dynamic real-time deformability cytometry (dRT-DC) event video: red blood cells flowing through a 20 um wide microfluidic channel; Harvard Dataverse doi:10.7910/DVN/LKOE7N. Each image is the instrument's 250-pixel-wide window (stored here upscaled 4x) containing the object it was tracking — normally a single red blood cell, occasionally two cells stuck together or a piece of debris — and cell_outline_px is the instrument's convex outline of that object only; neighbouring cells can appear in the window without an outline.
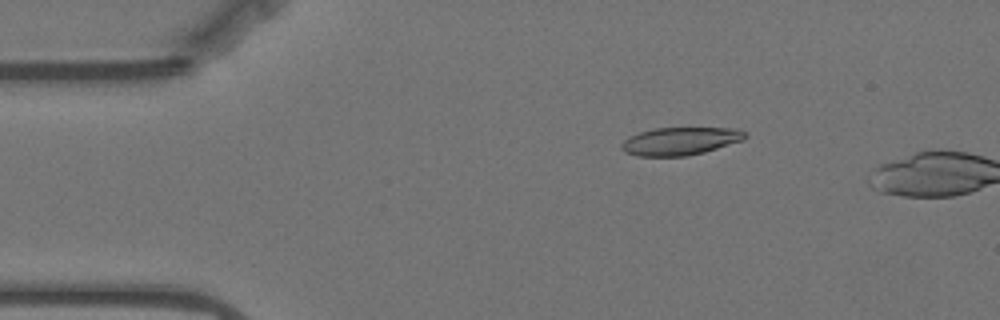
{"species": "Egyptian fruit bat (a non-hibernating species)", "species_latin": "Rousettus aegyptiacus", "temperature_condition": "warm", "stored_images_in_passage": 3, "camera_frame_rate_fps": 3000, "um_per_image_px": 0.085, "animal": {"sex": "female"}, "frame": {"image": 1, "passage_image": 1, "time_ms": 0.0, "image_size_px": [1000, 320], "cell_outline_px": [[748, 136], [744, 140], [704, 152], [684, 156], [636, 156], [624, 152], [620, 148], [620, 144], [628, 136], [640, 132], [656, 128], [736, 128], [748, 132]], "centroid_in_image_um": [57.82, 11.99], "position_along_channel_um": 27.2, "area_um2": 20.23}}